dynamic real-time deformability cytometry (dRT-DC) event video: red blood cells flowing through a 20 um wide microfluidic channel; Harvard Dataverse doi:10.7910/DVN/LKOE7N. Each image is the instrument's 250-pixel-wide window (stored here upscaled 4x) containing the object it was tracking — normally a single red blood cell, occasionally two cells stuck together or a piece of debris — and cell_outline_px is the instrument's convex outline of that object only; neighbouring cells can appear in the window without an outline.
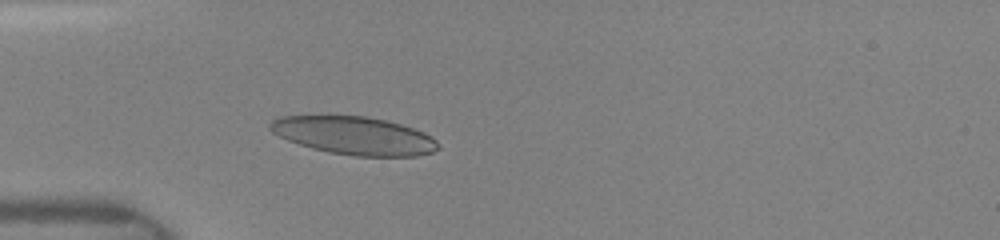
{"species": "human", "species_latin": "Homo sapiens", "temperature_condition": "room temperature", "stored_images_in_passage": 10, "camera_frame_rate_fps": 3000, "um_per_image_px": 0.085, "donor": {"sex": "female"}, "frame": {"image": 1, "passage_image": 6, "time_ms": 2.333, "image_size_px": [1000, 240], "cell_outline_px": [[440, 148], [432, 152], [416, 156], [356, 156], [328, 152], [312, 148], [288, 140], [272, 132], [268, 128], [268, 124], [272, 120], [280, 116], [368, 116], [400, 124], [424, 132], [432, 136], [440, 144]], "centroid_in_image_um": [30.12, 11.53], "position_along_channel_um": 54.9, "area_um2": 37.17}}